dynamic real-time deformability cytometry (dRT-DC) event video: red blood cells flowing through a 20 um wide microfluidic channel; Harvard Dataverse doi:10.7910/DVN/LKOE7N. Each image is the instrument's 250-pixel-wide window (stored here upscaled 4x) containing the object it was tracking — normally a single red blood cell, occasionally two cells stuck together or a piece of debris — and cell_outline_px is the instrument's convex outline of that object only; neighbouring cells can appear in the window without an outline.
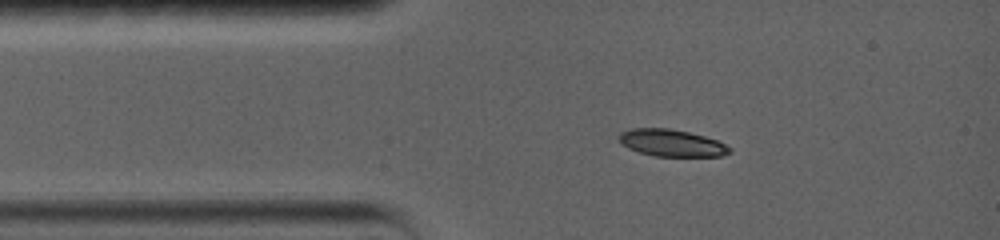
{"species": "common noctule bat (a hibernating species)", "species_latin": "Nyctalus noctula", "temperature_condition": "warm", "stored_images_in_passage": 47, "camera_frame_rate_fps": 5000, "um_per_image_px": 0.085, "animal": {"sex": "female", "body_mass_g": 19.0, "forearm_length_mm": 56.7}, "frame": {"image": 1, "passage_image": 1, "time_ms": 0.0, "image_size_px": [1000, 240], "cell_outline_px": [[732, 152], [720, 156], [656, 156], [640, 152], [628, 148], [620, 144], [620, 132], [632, 128], [668, 128], [688, 132], [704, 136], [716, 140], [732, 148]], "centroid_in_image_um": [57.08, 12.15], "position_along_channel_um": 27.9, "area_um2": 17.28}}
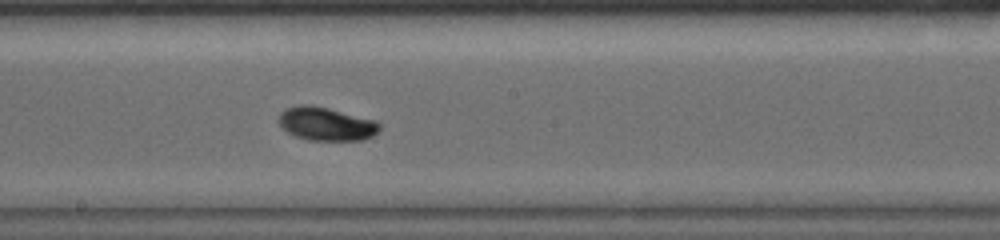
{"frame": {"image": 2, "passage_image": 21, "time_ms": 4.0, "image_size_px": [1000, 240], "cell_outline_px": [[380, 128], [372, 136], [364, 140], [308, 140], [296, 136], [288, 132], [280, 124], [280, 112], [288, 108], [300, 104], [308, 104], [328, 108], [376, 120], [380, 124]], "centroid_in_image_um": [27.75, 10.53], "position_along_channel_um": 220.4, "area_um2": 19.42}}
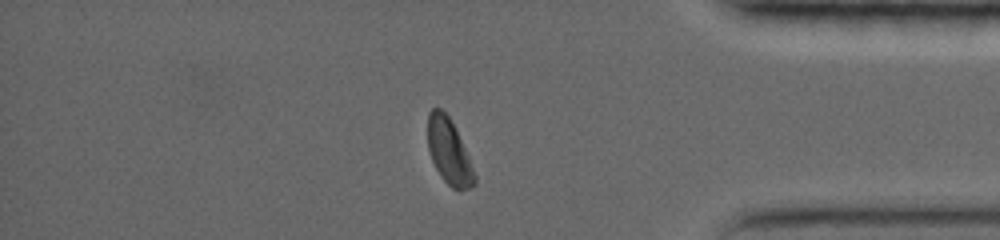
{"frame": {"image": 3, "passage_image": 40, "time_ms": 7.8, "image_size_px": [1000, 240], "cell_outline_px": [[476, 184], [472, 188], [460, 192], [452, 188], [440, 176], [432, 160], [428, 148], [428, 112], [432, 108], [440, 108], [448, 116], [468, 156], [476, 176]], "centroid_in_image_um": [38.17, 12.95], "position_along_channel_um": 397.0, "area_um2": 17.63}, "authors_computed_cell_mechanics": {"area_um2": 18.3226, "velocity_mm_per_s": 4.7547, "shape_relaxation_time_tau1_ms": 1.6065, "shape_relaxation_time_tau2_ms": 5.4422, "deformation_change_tau1": 0.1461, "deformation_change_tau2": 0.0777}}